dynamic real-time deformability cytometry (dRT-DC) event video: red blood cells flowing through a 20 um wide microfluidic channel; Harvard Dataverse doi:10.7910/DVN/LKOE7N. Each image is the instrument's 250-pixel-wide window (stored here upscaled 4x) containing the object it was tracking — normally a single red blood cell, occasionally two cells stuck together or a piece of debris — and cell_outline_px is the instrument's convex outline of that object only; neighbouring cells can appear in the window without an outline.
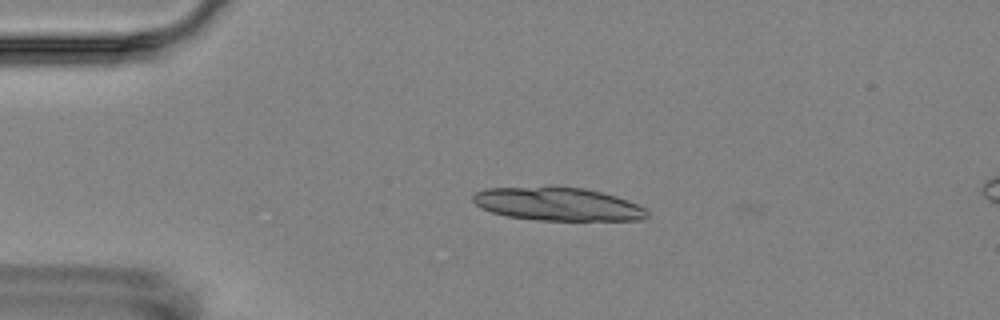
{"species": "Egyptian fruit bat (a non-hibernating species)", "species_latin": "Rousettus aegyptiacus", "temperature_condition": "room temperature", "stored_images_in_passage": 5, "camera_frame_rate_fps": 3000, "um_per_image_px": 0.085, "animal": {"sex": "female"}, "frame": {"image": 1, "passage_image": 3, "time_ms": 3.333, "image_size_px": [1000, 320], "cell_outline_px": [[648, 216], [640, 220], [536, 220], [508, 216], [492, 212], [480, 208], [472, 200], [472, 196], [476, 192], [484, 188], [584, 188], [616, 196], [628, 200], [644, 208], [648, 212]], "centroid_in_image_um": [47.4, 17.37], "position_along_channel_um": 37.6, "area_um2": 33.12}}